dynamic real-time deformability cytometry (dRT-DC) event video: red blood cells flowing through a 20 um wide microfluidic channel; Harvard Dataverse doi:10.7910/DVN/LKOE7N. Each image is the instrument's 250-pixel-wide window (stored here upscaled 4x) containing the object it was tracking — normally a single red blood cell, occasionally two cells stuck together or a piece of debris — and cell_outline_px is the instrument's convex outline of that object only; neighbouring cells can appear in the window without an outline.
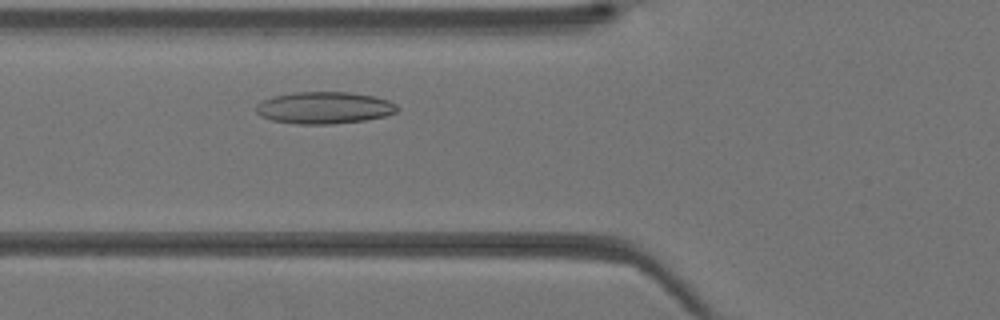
{"species": "Egyptian fruit bat (a non-hibernating species)", "species_latin": "Rousettus aegyptiacus", "temperature_condition": "warm", "stored_images_in_passage": 29, "camera_frame_rate_fps": 3000, "um_per_image_px": 0.085, "animal": {"sex": "female"}, "frame": {"image": 1, "passage_image": 3, "time_ms": 0.667, "image_size_px": [1000, 320], "cell_outline_px": [[400, 108], [396, 112], [384, 116], [368, 120], [332, 124], [296, 124], [272, 120], [260, 116], [256, 112], [256, 104], [260, 100], [272, 96], [296, 92], [348, 92], [376, 96], [388, 100], [396, 104]], "centroid_in_image_um": [27.56, 9.16], "position_along_channel_um": 98.2, "area_um2": 26.59}}
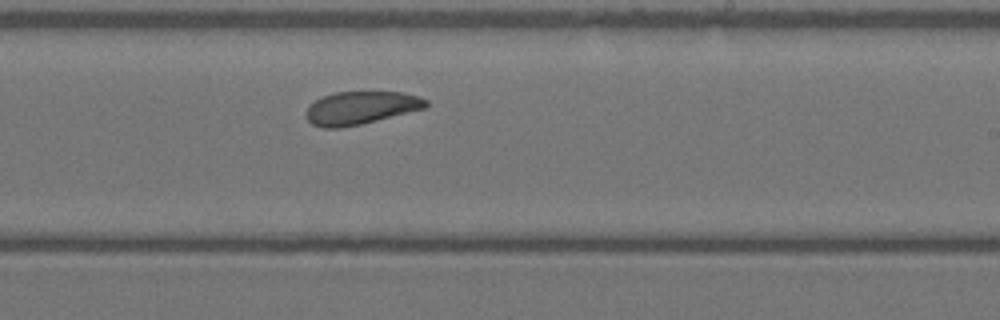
{"frame": {"image": 2, "passage_image": 13, "time_ms": 4.0, "image_size_px": [1000, 320], "cell_outline_px": [[428, 104], [424, 108], [360, 124], [340, 128], [324, 128], [312, 124], [304, 116], [304, 112], [316, 100], [324, 96], [336, 92], [404, 92], [420, 96], [428, 100]], "centroid_in_image_um": [30.65, 9.16], "position_along_channel_um": 258.3, "area_um2": 22.83}}
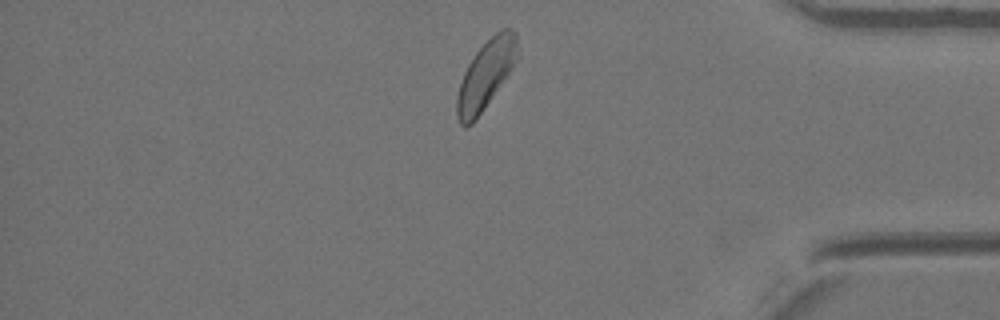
{"frame": {"image": 3, "passage_image": 23, "time_ms": 7.333, "image_size_px": [1000, 320], "cell_outline_px": [[520, 56], [476, 120], [472, 124], [464, 128], [460, 124], [456, 116], [456, 96], [464, 72], [468, 64], [476, 52], [500, 28], [508, 28], [516, 32], [520, 52]], "centroid_in_image_um": [41.3, 6.35], "position_along_channel_um": 393.9, "area_um2": 24.22}}